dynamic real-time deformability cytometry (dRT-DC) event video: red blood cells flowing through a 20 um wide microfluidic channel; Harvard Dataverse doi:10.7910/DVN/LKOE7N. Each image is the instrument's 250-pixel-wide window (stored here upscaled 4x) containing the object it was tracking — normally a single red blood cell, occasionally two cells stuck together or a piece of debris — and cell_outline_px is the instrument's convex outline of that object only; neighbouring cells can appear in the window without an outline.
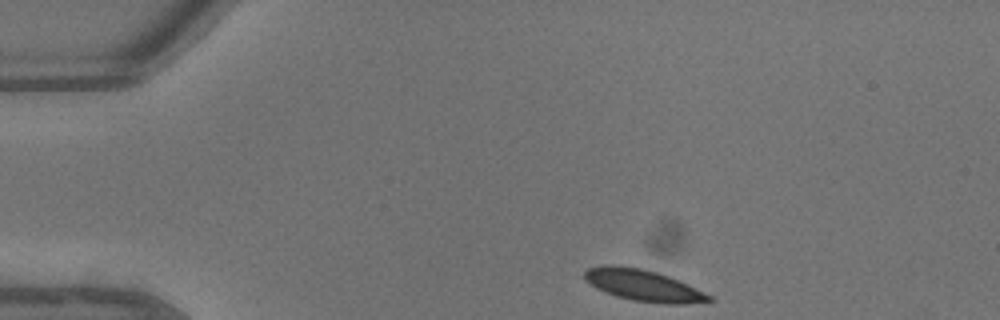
{"species": "common noctule bat (a hibernating species)", "species_latin": "Nyctalus noctula", "temperature_condition": "warm", "stored_images_in_passage": 31, "camera_frame_rate_fps": 3000, "um_per_image_px": 0.085, "animal": {"sex": "male", "body_mass_g": 13.3}, "frame": {"image": 1, "passage_image": 1, "time_ms": 0.0, "image_size_px": [1000, 320], "cell_outline_px": [[712, 300], [684, 304], [668, 304], [632, 300], [616, 296], [596, 288], [584, 276], [584, 272], [588, 268], [600, 264], [640, 268], [656, 272], [680, 280], [712, 296]], "centroid_in_image_um": [54.68, 24.25], "position_along_channel_um": 30.3, "area_um2": 22.48}}
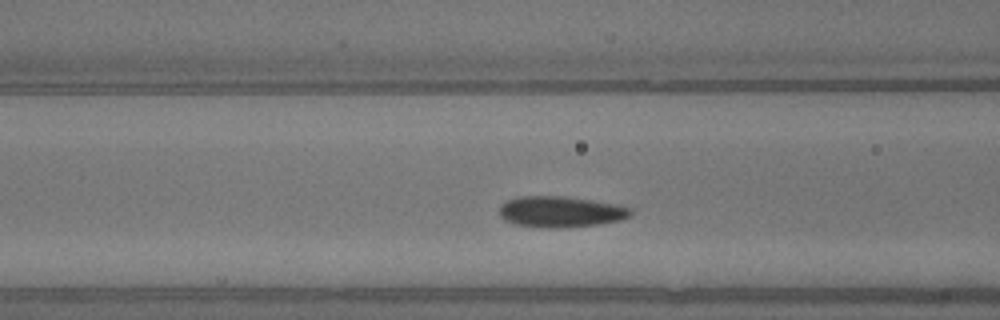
{"frame": {"image": 2, "passage_image": 11, "time_ms": 3.333, "image_size_px": [1000, 320], "cell_outline_px": [[632, 216], [620, 220], [600, 224], [560, 228], [548, 228], [516, 224], [504, 220], [500, 216], [500, 204], [508, 200], [520, 196], [564, 196], [620, 204], [632, 208]], "centroid_in_image_um": [47.7, 17.99], "position_along_channel_um": 118.9, "area_um2": 23.93}}
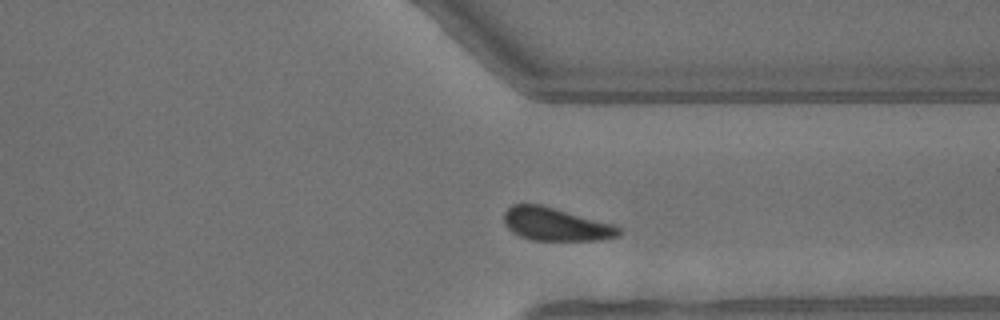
{"frame": {"image": 3, "passage_image": 27, "time_ms": 8.667, "image_size_px": [1000, 320], "cell_outline_px": [[620, 236], [596, 240], [532, 240], [520, 236], [512, 232], [504, 224], [504, 212], [512, 204], [540, 204], [616, 224], [620, 228]], "centroid_in_image_um": [47.25, 19.05], "position_along_channel_um": 364.2, "area_um2": 22.25}, "authors_computed_cell_mechanics": {"area_um2": 22.9466, "velocity_mm_per_s": 4.6021, "shape_relaxation_time_tau1_ms": 1.7941, "shape_relaxation_time_tau2_ms": null, "deformation_change_tau1": 0.0856, "deformation_change_tau2": null}}